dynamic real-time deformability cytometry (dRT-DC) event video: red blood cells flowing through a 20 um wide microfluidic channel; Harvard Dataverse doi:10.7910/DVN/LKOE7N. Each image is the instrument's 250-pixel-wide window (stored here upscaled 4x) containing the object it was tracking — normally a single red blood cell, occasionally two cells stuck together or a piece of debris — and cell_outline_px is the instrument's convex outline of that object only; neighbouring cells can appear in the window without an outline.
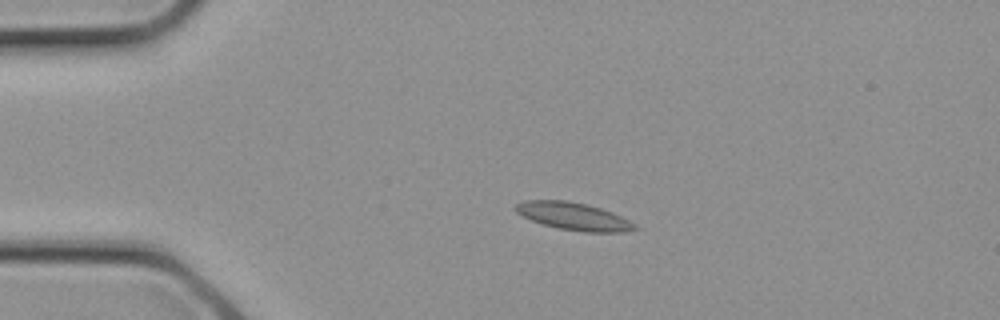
{"species": "common noctule bat (a hibernating species)", "species_latin": "Nyctalus noctula", "temperature_condition": "cold", "stored_images_in_passage": 3, "camera_frame_rate_fps": 3000, "um_per_image_px": 0.085, "animal": {"sex": "female", "body_mass_g": 21.9}, "frame": {"image": 1, "passage_image": 2, "time_ms": 0.333, "image_size_px": [1000, 320], "cell_outline_px": [[640, 228], [624, 232], [584, 232], [560, 228], [544, 224], [532, 220], [516, 212], [512, 208], [516, 204], [524, 200], [568, 200], [600, 208], [612, 212], [636, 224]], "centroid_in_image_um": [48.76, 18.38], "position_along_channel_um": 36.2, "area_um2": 19.02}}
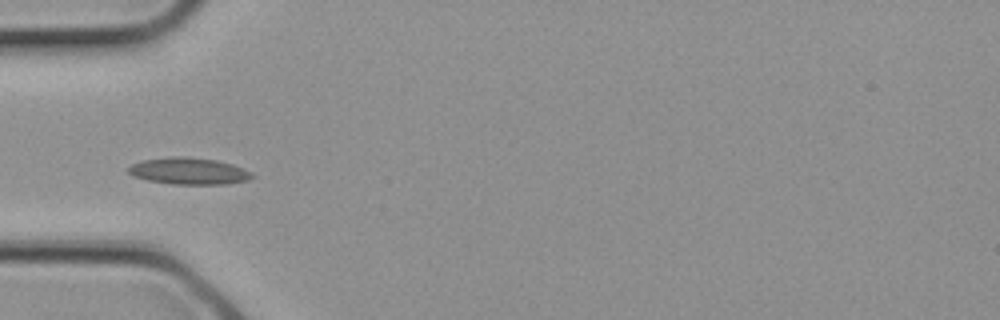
{"frame": {"image": 2, "passage_image": 3, "time_ms": 0.667, "image_size_px": [1000, 320], "cell_outline_px": [[256, 176], [248, 180], [228, 184], [172, 184], [148, 180], [132, 176], [128, 172], [128, 168], [132, 164], [140, 160], [172, 156], [188, 156], [216, 160], [232, 164], [244, 168], [252, 172]], "centroid_in_image_um": [16.07, 14.53], "position_along_channel_um": 68.9, "area_um2": 19.54}}